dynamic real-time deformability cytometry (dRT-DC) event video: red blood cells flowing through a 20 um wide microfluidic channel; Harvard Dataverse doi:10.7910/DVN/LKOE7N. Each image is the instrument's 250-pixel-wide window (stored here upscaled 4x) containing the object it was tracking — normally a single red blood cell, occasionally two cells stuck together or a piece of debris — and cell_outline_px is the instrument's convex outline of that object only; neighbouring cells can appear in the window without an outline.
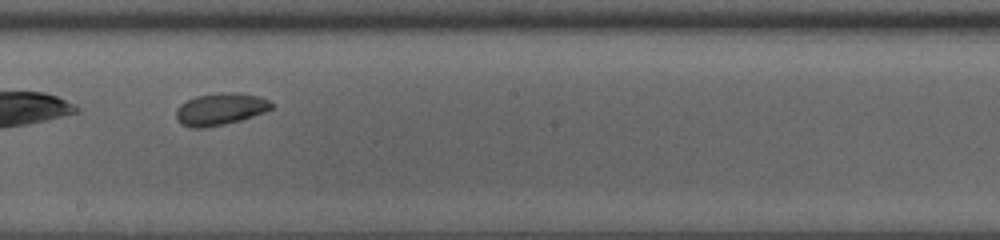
{"species": "common noctule bat (a hibernating species)", "species_latin": "Nyctalus noctula", "temperature_condition": "room temperature", "stored_images_in_passage": 35, "camera_frame_rate_fps": 3000, "um_per_image_px": 0.085, "animal": {"sex": "male", "body_mass_g": 13.0, "forearm_length_mm": 53.1}, "frame": {"image": 1, "passage_image": 16, "time_ms": 5.0, "image_size_px": [1000, 240], "cell_outline_px": [[272, 108], [264, 112], [240, 120], [224, 124], [204, 128], [192, 128], [180, 124], [176, 116], [176, 108], [180, 104], [196, 96], [220, 92], [240, 92], [260, 96], [268, 100], [272, 104]], "centroid_in_image_um": [18.71, 9.26], "position_along_channel_um": 229.5, "area_um2": 17.86}, "authors_computed_cell_mechanics": {"area_um2": 18.0914, "velocity_mm_per_s": 3.9594, "shape_relaxation_time_tau1_ms": 2.4287, "shape_relaxation_time_tau2_ms": 2.4389, "deformation_change_tau1": 0.0465, "deformation_change_tau2": 0.0585}}